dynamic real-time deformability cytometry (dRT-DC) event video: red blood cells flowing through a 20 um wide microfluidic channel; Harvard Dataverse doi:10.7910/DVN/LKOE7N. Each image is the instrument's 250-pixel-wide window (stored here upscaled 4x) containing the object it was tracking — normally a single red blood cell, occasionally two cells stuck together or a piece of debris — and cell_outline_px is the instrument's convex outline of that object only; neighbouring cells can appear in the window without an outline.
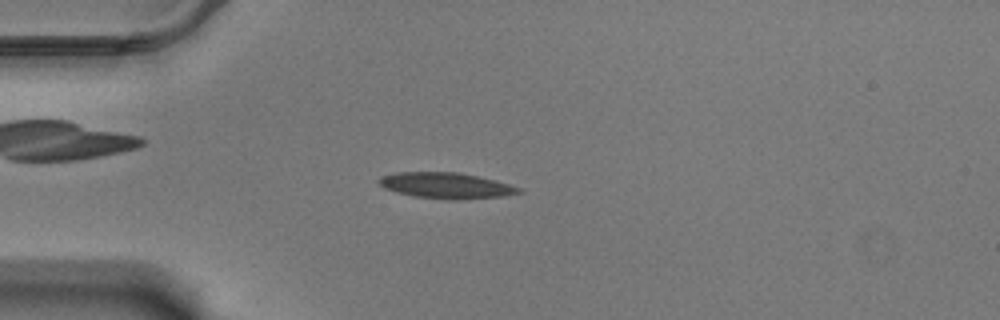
{"species": "Egyptian fruit bat (a non-hibernating species)", "species_latin": "Rousettus aegyptiacus", "temperature_condition": "warm", "stored_images_in_passage": 50, "camera_frame_rate_fps": 3000, "um_per_image_px": 0.085, "animal": {"sex": "male"}, "frame": {"image": 1, "passage_image": 7, "time_ms": 2.0, "image_size_px": [1000, 320], "cell_outline_px": [[524, 192], [504, 196], [452, 200], [448, 200], [412, 196], [396, 192], [384, 188], [376, 180], [380, 176], [396, 172], [460, 172], [496, 180], [520, 188]], "centroid_in_image_um": [37.89, 15.77], "position_along_channel_um": 47.1, "area_um2": 21.27}}
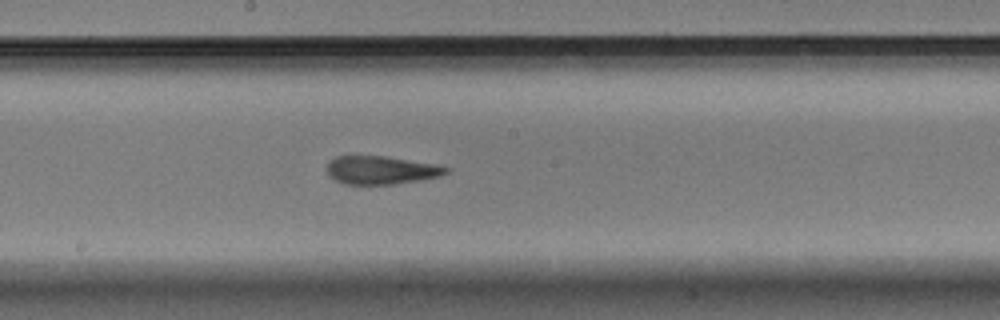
{"frame": {"image": 2, "passage_image": 23, "time_ms": 7.333, "image_size_px": [1000, 320], "cell_outline_px": [[452, 168], [448, 172], [440, 176], [420, 180], [392, 184], [344, 184], [328, 176], [328, 164], [336, 156], [388, 156], [436, 164]], "centroid_in_image_um": [32.44, 14.45], "position_along_channel_um": 215.8, "area_um2": 19.59}}
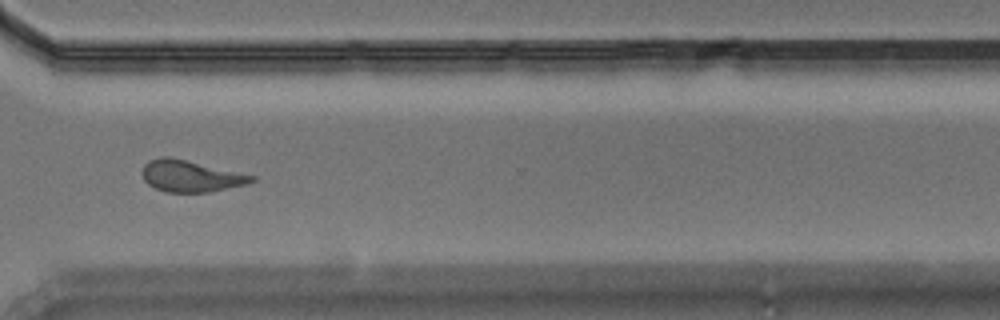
{"frame": {"image": 3, "passage_image": 35, "time_ms": 11.333, "image_size_px": [1000, 320], "cell_outline_px": [[256, 180], [248, 184], [208, 192], [164, 192], [148, 184], [144, 180], [140, 172], [144, 164], [148, 160], [160, 156], [168, 156], [256, 176]], "centroid_in_image_um": [16.17, 14.96], "position_along_channel_um": 354.4, "area_um2": 20.17}, "authors_computed_cell_mechanics": {"area_um2": 20.1144, "velocity_mm_per_s": 3.4786, "shape_relaxation_time_tau1_ms": 11.0789, "shape_relaxation_time_tau2_ms": 1.7598, "deformation_change_tau1": 0.2946, "deformation_change_tau2": 0.0926}}